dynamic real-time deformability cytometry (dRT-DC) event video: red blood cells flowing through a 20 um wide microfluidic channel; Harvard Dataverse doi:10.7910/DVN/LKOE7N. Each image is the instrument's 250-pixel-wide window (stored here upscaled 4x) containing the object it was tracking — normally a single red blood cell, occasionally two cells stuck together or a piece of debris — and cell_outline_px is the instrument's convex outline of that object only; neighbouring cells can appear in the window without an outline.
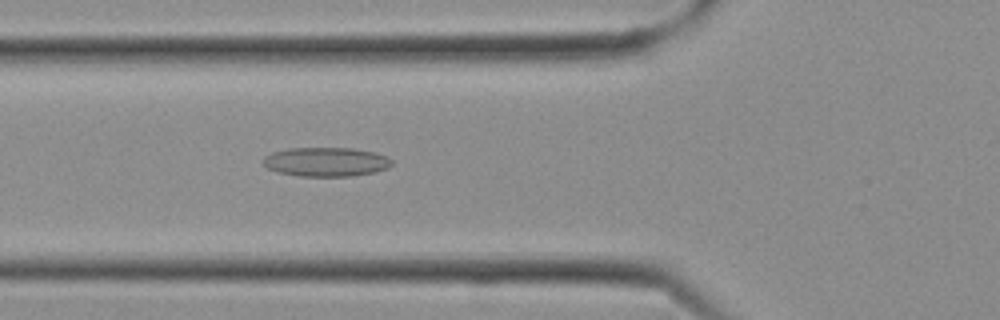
{"species": "Egyptian fruit bat (a non-hibernating species)", "species_latin": "Rousettus aegyptiacus", "temperature_condition": "cold", "stored_images_in_passage": 4, "camera_frame_rate_fps": 3000, "um_per_image_px": 0.085, "frame": {"image": 1, "passage_image": 4, "time_ms": 1.0, "image_size_px": [1000, 320], "cell_outline_px": [[392, 164], [388, 168], [376, 172], [352, 176], [300, 176], [276, 172], [268, 168], [264, 164], [264, 156], [272, 152], [288, 148], [352, 148], [372, 152], [384, 156], [392, 160]], "centroid_in_image_um": [27.7, 13.76], "position_along_channel_um": 98.1, "area_um2": 21.79}}